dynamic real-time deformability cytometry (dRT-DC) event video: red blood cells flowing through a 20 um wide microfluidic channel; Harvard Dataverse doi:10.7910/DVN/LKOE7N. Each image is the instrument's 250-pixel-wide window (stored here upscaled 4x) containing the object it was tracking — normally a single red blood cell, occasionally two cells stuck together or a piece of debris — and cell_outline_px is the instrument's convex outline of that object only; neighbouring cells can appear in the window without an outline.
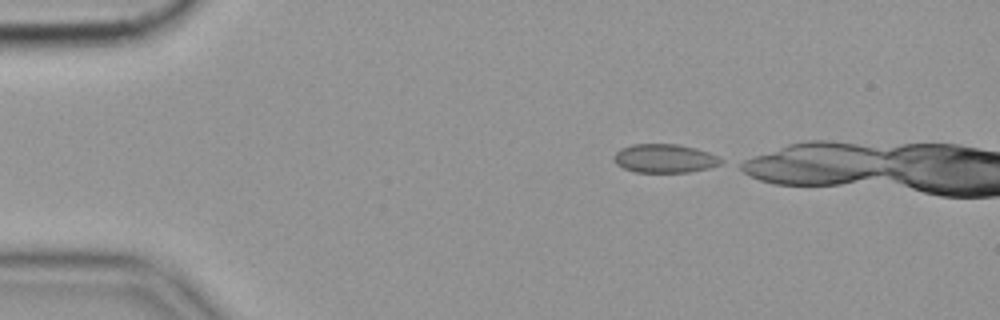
{"species": "common noctule bat (a hibernating species)", "species_latin": "Nyctalus noctula", "temperature_condition": "cold", "stored_images_in_passage": 8, "camera_frame_rate_fps": 3000, "um_per_image_px": 0.085, "animal": {"sex": "female", "body_mass_g": 19.9}, "frame": {"image": 1, "passage_image": 1, "time_ms": 0.0, "image_size_px": [1000, 320], "cell_outline_px": [[724, 160], [720, 164], [708, 168], [688, 172], [636, 172], [624, 168], [616, 164], [612, 160], [612, 156], [620, 148], [632, 144], [676, 144], [696, 148], [708, 152]], "centroid_in_image_um": [56.45, 13.46], "position_along_channel_um": 28.6, "area_um2": 17.92}}